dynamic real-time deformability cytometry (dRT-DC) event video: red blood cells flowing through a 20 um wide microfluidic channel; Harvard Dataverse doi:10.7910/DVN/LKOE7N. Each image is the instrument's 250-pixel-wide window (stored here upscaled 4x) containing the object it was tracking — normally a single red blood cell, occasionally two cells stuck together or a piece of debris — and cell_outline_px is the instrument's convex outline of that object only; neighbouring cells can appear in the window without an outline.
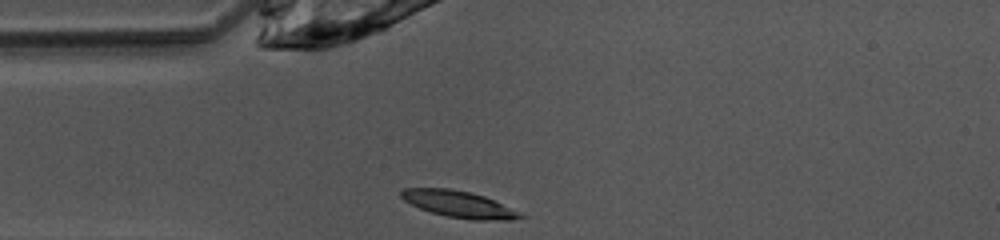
{"species": "common noctule bat (a hibernating species)", "species_latin": "Nyctalus noctula", "temperature_condition": "warm", "stored_images_in_passage": 37, "camera_frame_rate_fps": 3000, "um_per_image_px": 0.085, "animal": {"sex": "female", "body_mass_g": 10.0, "forearm_length_mm": 53.1}, "frame": {"image": 1, "passage_image": 1, "time_ms": 0.0, "image_size_px": [1000, 240], "cell_outline_px": [[524, 216], [512, 220], [472, 220], [448, 216], [432, 212], [420, 208], [404, 200], [400, 196], [400, 192], [404, 188], [448, 188], [468, 192], [484, 196]], "centroid_in_image_um": [38.92, 17.35], "position_along_channel_um": 46.1, "area_um2": 17.86}}
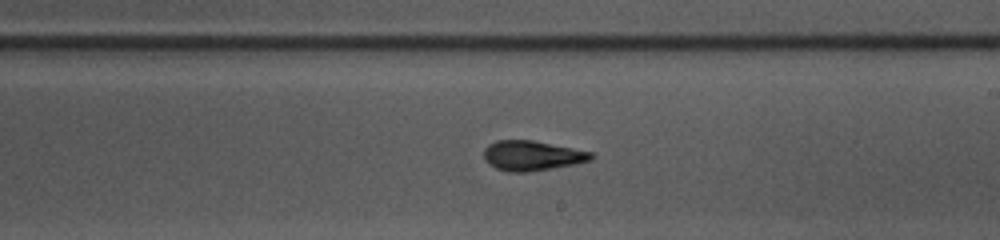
{"frame": {"image": 2, "passage_image": 16, "time_ms": 5.0, "image_size_px": [1000, 240], "cell_outline_px": [[596, 156], [592, 160], [552, 168], [528, 172], [508, 172], [496, 168], [488, 164], [484, 160], [484, 148], [488, 144], [496, 140], [532, 140], [592, 152]], "centroid_in_image_um": [45.19, 13.23], "position_along_channel_um": 243.8, "area_um2": 18.73}}
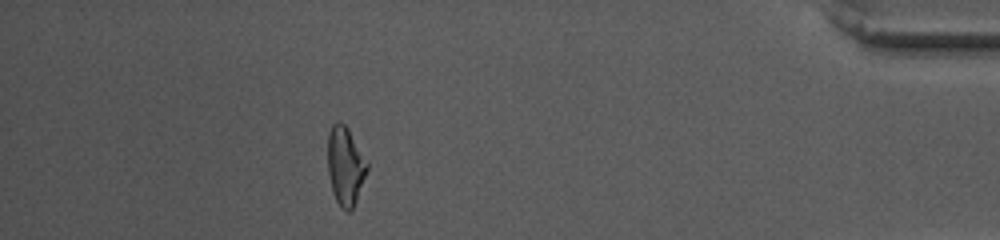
{"frame": {"image": 3, "passage_image": 32, "time_ms": 10.333, "image_size_px": [1000, 240], "cell_outline_px": [[368, 168], [356, 200], [352, 208], [348, 212], [340, 208], [332, 192], [328, 172], [328, 132], [332, 124], [336, 120], [340, 120], [348, 128], [368, 160]], "centroid_in_image_um": [29.35, 14.06], "position_along_channel_um": 405.9, "area_um2": 18.21}, "authors_computed_cell_mechanics": {"area_um2": 18.1492, "velocity_mm_per_s": 4.0813, "shape_relaxation_time_tau1_ms": 3.1559, "shape_relaxation_time_tau2_ms": 1.512, "deformation_change_tau1": 0.1439, "deformation_change_tau2": 0.077}}